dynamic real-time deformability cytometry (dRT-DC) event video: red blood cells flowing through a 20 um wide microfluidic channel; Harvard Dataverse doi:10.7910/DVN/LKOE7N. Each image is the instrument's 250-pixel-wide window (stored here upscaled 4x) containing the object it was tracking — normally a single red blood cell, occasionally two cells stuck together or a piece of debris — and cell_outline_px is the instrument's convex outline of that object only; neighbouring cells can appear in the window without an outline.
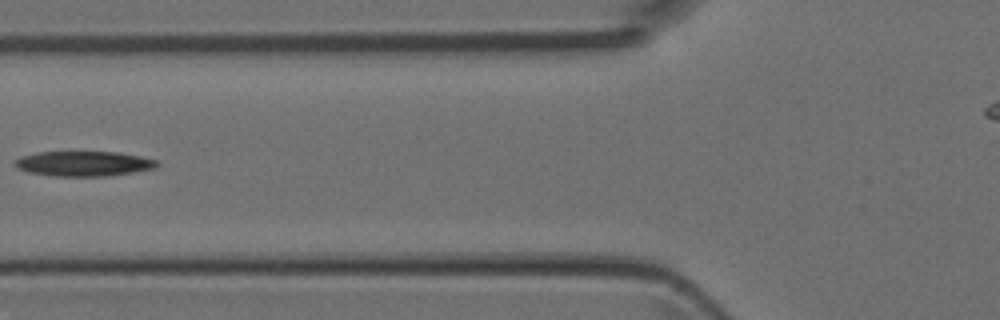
{"species": "Egyptian fruit bat (a non-hibernating species)", "species_latin": "Rousettus aegyptiacus", "temperature_condition": "room temperature", "stored_images_in_passage": 4, "camera_frame_rate_fps": 3000, "um_per_image_px": 0.085, "animal": {"sex": "female"}, "frame": {"image": 1, "passage_image": 4, "time_ms": 1.0, "image_size_px": [1000, 320], "cell_outline_px": [[160, 164], [156, 168], [108, 176], [52, 176], [28, 172], [16, 168], [12, 164], [16, 160], [24, 156], [36, 152], [120, 152], [140, 156], [156, 160]], "centroid_in_image_um": [7.11, 13.91], "position_along_channel_um": 118.7, "area_um2": 20.75}}